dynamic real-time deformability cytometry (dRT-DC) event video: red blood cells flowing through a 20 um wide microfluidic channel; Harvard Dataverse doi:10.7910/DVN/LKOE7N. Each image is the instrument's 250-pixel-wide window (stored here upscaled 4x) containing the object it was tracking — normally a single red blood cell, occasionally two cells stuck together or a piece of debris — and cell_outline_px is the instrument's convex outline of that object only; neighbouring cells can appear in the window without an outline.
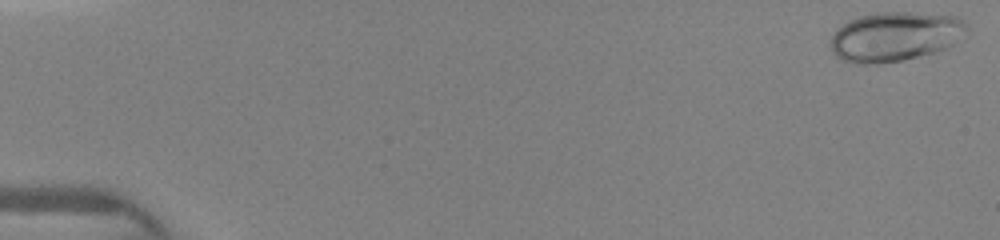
{"species": "human", "species_latin": "Homo sapiens", "temperature_condition": "warm", "stored_images_in_passage": 26, "camera_frame_rate_fps": 3000, "um_per_image_px": 0.085, "donor": {"sex": "female"}, "frame": {"image": 1, "passage_image": 1, "time_ms": 0.0, "image_size_px": [1000, 240], "cell_outline_px": [[968, 28], [952, 44], [944, 48], [932, 52], [904, 60], [876, 64], [864, 64], [844, 60], [836, 56], [832, 52], [832, 36], [844, 24], [860, 16], [880, 12], [908, 12], [956, 16], [964, 20], [968, 24]], "centroid_in_image_um": [76.09, 3.1], "position_along_channel_um": 8.9, "area_um2": 38.55}}
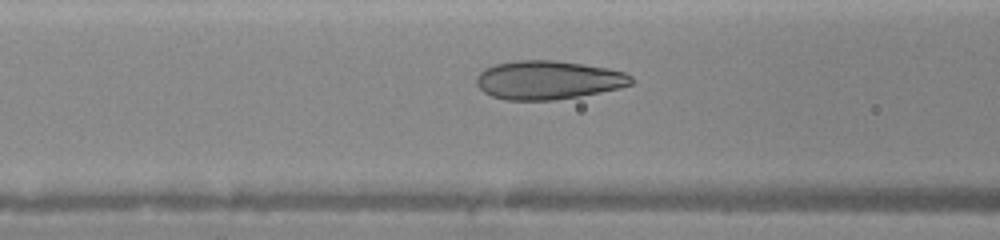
{"frame": {"image": 2, "passage_image": 16, "time_ms": 6.0, "image_size_px": [1000, 240], "cell_outline_px": [[632, 84], [620, 88], [580, 96], [556, 100], [508, 100], [492, 96], [484, 92], [476, 84], [476, 76], [484, 68], [496, 64], [516, 60], [556, 60], [608, 68], [624, 72], [632, 76]], "centroid_in_image_um": [46.59, 6.8], "position_along_channel_um": 120.0, "area_um2": 34.97}}
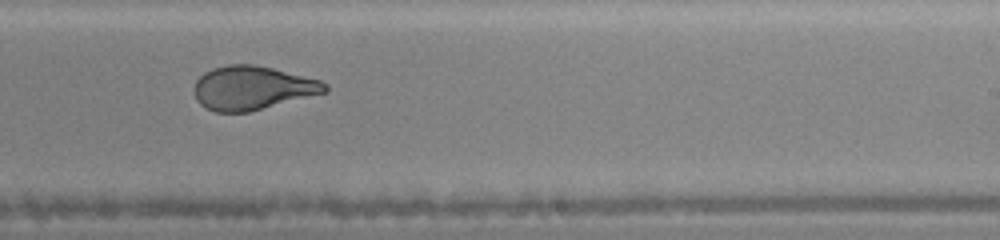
{"frame": {"image": 3, "passage_image": 25, "time_ms": 9.333, "image_size_px": [1000, 240], "cell_outline_px": [[328, 92], [248, 112], [216, 112], [200, 104], [196, 100], [192, 88], [196, 80], [204, 72], [212, 68], [228, 64], [256, 64], [320, 80], [328, 84]], "centroid_in_image_um": [21.43, 7.47], "position_along_channel_um": 267.6, "area_um2": 33.52}}